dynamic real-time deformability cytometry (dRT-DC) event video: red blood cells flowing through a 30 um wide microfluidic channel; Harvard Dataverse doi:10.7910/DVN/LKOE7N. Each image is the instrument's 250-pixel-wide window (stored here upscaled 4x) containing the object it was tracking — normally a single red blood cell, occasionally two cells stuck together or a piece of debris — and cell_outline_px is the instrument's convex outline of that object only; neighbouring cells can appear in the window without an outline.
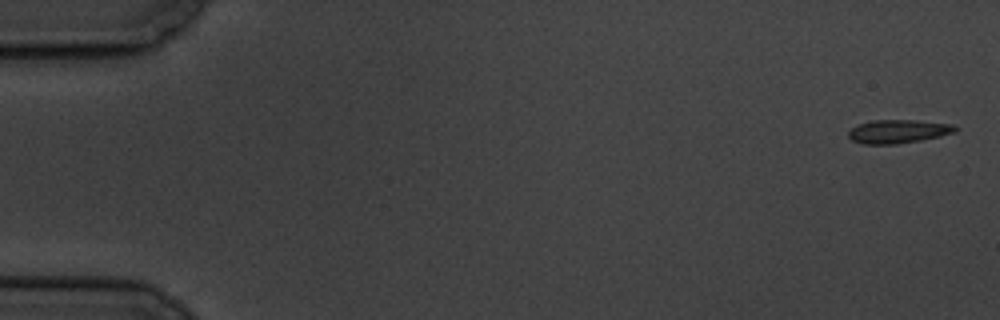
{"species": "common noctule bat (a hibernating species)", "species_latin": "Nyctalus noctula", "temperature_condition": "cold", "stored_images_in_passage": 6, "camera_frame_rate_fps": 3000, "um_per_image_px": 0.085, "animal": {"sex": "male", "body_mass_g": 19.5, "forearm_length_mm": 54.6}, "frame": {"image": 1, "passage_image": 1, "time_ms": 0.0, "image_size_px": [1000, 320], "cell_outline_px": [[960, 128], [956, 132], [940, 136], [920, 140], [896, 144], [860, 144], [852, 140], [848, 136], [848, 132], [852, 128], [860, 124], [872, 120], [916, 120], [952, 124]], "centroid_in_image_um": [76.36, 11.17], "position_along_channel_um": 8.6, "area_um2": 14.68}}
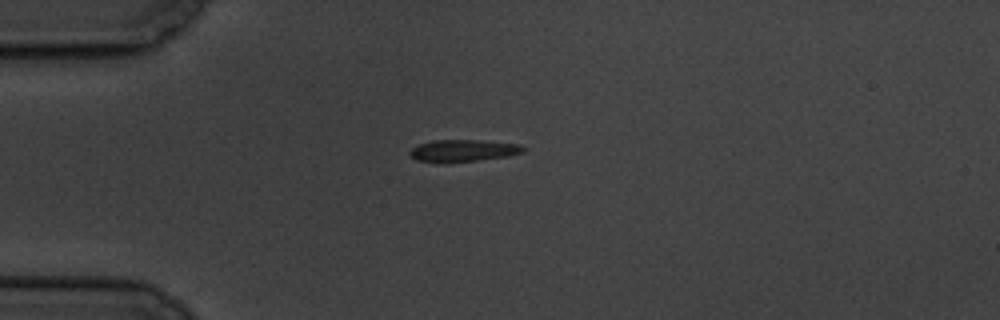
{"frame": {"image": 2, "passage_image": 4, "time_ms": 4.667, "image_size_px": [1000, 320], "cell_outline_px": [[528, 148], [524, 152], [508, 156], [480, 160], [444, 164], [416, 160], [408, 152], [412, 148], [420, 144], [432, 140], [476, 140], [520, 144]], "centroid_in_image_um": [39.38, 12.82], "position_along_channel_um": 45.6, "area_um2": 14.85}}
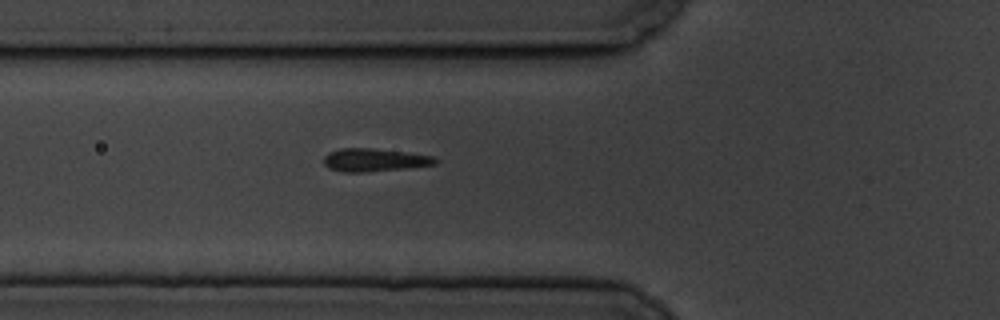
{"frame": {"image": 3, "passage_image": 6, "time_ms": 6.667, "image_size_px": [1000, 320], "cell_outline_px": [[440, 160], [436, 164], [404, 168], [364, 172], [344, 172], [328, 168], [324, 164], [324, 156], [328, 152], [340, 148], [372, 148], [404, 152], [432, 156]], "centroid_in_image_um": [31.79, 13.59], "position_along_channel_um": 94.0, "area_um2": 14.85}}